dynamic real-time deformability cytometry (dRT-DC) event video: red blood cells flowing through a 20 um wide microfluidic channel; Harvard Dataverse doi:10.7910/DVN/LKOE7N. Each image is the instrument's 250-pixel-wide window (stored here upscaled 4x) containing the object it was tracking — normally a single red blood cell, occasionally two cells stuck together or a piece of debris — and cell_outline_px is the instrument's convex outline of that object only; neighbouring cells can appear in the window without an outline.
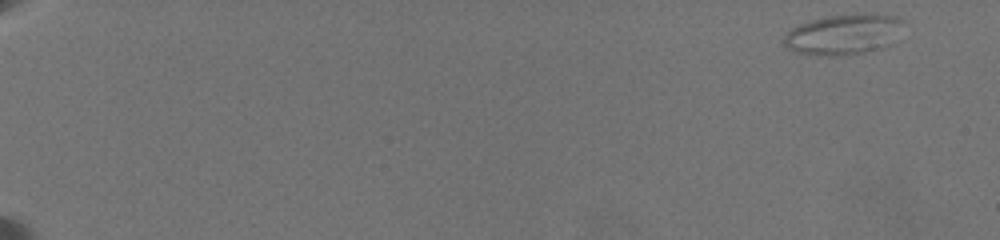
{"species": "common noctule bat (a hibernating species)", "species_latin": "Nyctalus noctula", "temperature_condition": "warm", "stored_images_in_passage": 35, "camera_frame_rate_fps": 3000, "um_per_image_px": 0.085, "animal": {"sex": "female", "body_mass_g": 19.5, "forearm_length_mm": 54.1}, "frame": {"image": 1, "passage_image": 1, "time_ms": 0.0, "image_size_px": [1000, 240], "cell_outline_px": [[904, 20], [872, 48], [864, 52], [832, 56], [828, 56], [792, 52], [784, 44], [784, 36], [792, 28], [800, 24], [812, 20], [828, 16], [856, 12], [896, 16]], "centroid_in_image_um": [71.45, 2.88], "position_along_channel_um": 13.6, "area_um2": 26.41}}
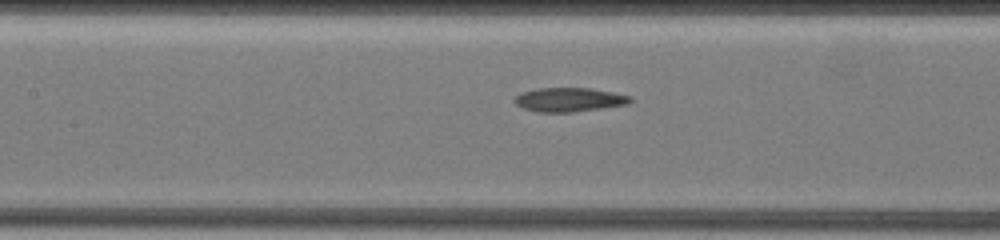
{"frame": {"image": 2, "passage_image": 19, "time_ms": 10.333, "image_size_px": [1000, 240], "cell_outline_px": [[632, 100], [628, 104], [572, 112], [536, 112], [524, 108], [516, 104], [512, 100], [520, 92], [536, 88], [592, 88], [632, 96]], "centroid_in_image_um": [48.35, 8.46], "position_along_channel_um": 159.0, "area_um2": 16.24}}
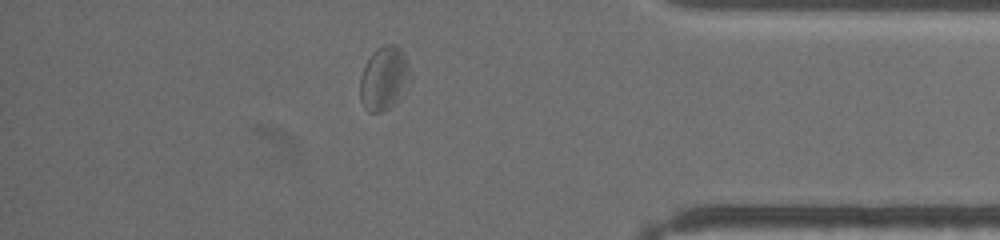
{"frame": {"image": 3, "passage_image": 31, "time_ms": 18.0, "image_size_px": [1000, 240], "cell_outline_px": [[412, 84], [400, 100], [388, 108], [380, 112], [368, 112], [364, 108], [360, 100], [360, 76], [364, 64], [372, 52], [376, 48], [384, 44], [396, 44], [404, 52], [412, 76]], "centroid_in_image_um": [32.68, 6.66], "position_along_channel_um": 402.5, "area_um2": 19.48}, "authors_computed_cell_mechanics": {"area_um2": 18.785, "velocity_mm_per_s": 3.431, "shape_relaxation_time_tau1_ms": 9.7874, "shape_relaxation_time_tau2_ms": 1.8463, "deformation_change_tau1": 0.179, "deformation_change_tau2": 0.0822}}